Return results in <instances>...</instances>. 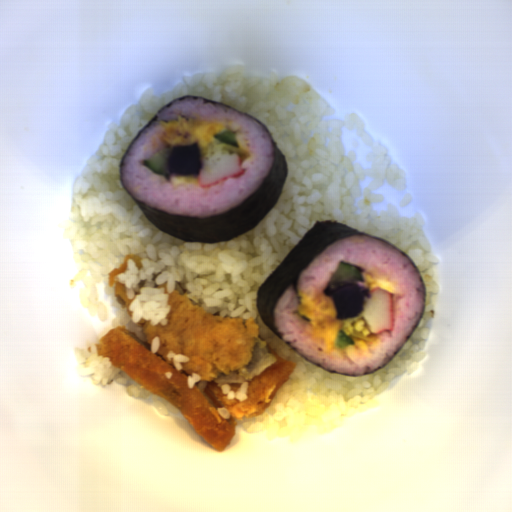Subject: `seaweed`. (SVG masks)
Instances as JSON below:
<instances>
[{
  "mask_svg": "<svg viewBox=\"0 0 512 512\" xmlns=\"http://www.w3.org/2000/svg\"><path fill=\"white\" fill-rule=\"evenodd\" d=\"M186 98L198 99L202 97L185 94L167 102L154 113L151 119L137 133L119 161V182L123 190L129 195V197L143 213L146 219L157 230H160L173 238L199 244L231 241L256 228L260 224V222L278 203L283 192L284 184L288 178L289 166L285 153L281 148L278 147V143L275 141L267 125L254 116L239 111L227 103L202 98L204 99V103L210 102L212 104H219L233 108L239 114L252 117L262 124L272 140L274 146L273 155L275 162L269 174L264 179L262 185L256 189L240 206L210 218L191 217L188 215L170 213L166 210L153 208L146 202L138 201L129 193L123 183L122 161L127 151L138 138L139 134L149 126L151 121L157 120L158 113H160L165 107H170L171 104L176 100H184Z\"/></svg>",
  "mask_w": 512,
  "mask_h": 512,
  "instance_id": "seaweed-1",
  "label": "seaweed"
},
{
  "mask_svg": "<svg viewBox=\"0 0 512 512\" xmlns=\"http://www.w3.org/2000/svg\"><path fill=\"white\" fill-rule=\"evenodd\" d=\"M354 235L360 236H369L378 240H381L396 249L402 252L404 255L408 257L411 263L414 265L416 270L420 274V287L418 291H423L424 294V309L423 313L418 320L413 332L410 336H407L408 340L405 344L400 348L398 352H395L393 358L387 362L383 367H378L375 371H367L364 375H349L345 373H338L336 371L326 370L319 364H314L302 355H300L296 348L291 347L290 342H286L283 340V333L278 331L279 328L274 327V308L275 305L281 296V294L285 291L288 285L291 283L293 285L294 291H296L298 296V288H297V275L299 272L308 266L313 258H315L321 251H323L329 244L341 239L347 238ZM300 302V298L298 297ZM256 308L258 315L265 325V327L271 331L276 337H278L282 342H284L287 346H289L292 350L298 353L301 357L307 360L312 365L320 367L327 373H336L341 374L346 377H362L366 375H371L380 370L385 369L391 361L396 357V355L401 351V349L406 345V343L411 339V337L415 334L418 327L420 326L426 309H427V285L423 279L421 271L417 264L413 261V259L405 253L401 248L391 243L385 238L378 237L375 235H371L368 233L361 232L349 225L341 223L337 220H317L312 228L306 231L303 236L299 239V241L294 245V247L290 250V252L284 257V259L276 266V268L263 280L260 286L256 290Z\"/></svg>",
  "mask_w": 512,
  "mask_h": 512,
  "instance_id": "seaweed-2",
  "label": "seaweed"
}]
</instances>
